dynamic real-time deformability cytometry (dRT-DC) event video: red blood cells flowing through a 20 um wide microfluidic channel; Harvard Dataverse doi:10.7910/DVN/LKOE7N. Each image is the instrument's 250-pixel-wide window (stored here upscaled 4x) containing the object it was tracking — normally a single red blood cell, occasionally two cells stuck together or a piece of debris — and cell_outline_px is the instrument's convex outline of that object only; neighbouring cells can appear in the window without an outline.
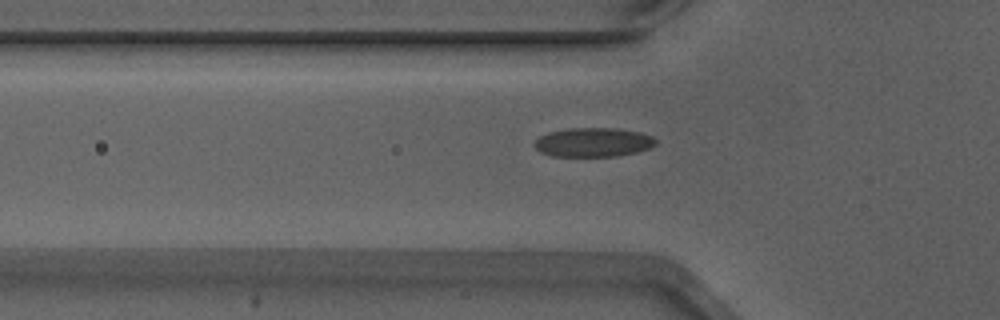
{"species": "Egyptian fruit bat (a non-hibernating species)", "species_latin": "Rousettus aegyptiacus", "temperature_condition": "warm", "stored_images_in_passage": 32, "camera_frame_rate_fps": 3000, "um_per_image_px": 0.085, "animal": {"sex": "male"}, "frame": {"image": 1, "passage_image": 8, "time_ms": 2.333, "image_size_px": [1000, 320], "cell_outline_px": [[656, 144], [648, 148], [636, 152], [616, 156], [552, 156], [540, 152], [532, 144], [540, 136], [548, 132], [568, 128], [616, 128], [640, 132], [652, 136], [656, 140]], "centroid_in_image_um": [50.4, 12.09], "position_along_channel_um": 75.4, "area_um2": 20.58}}
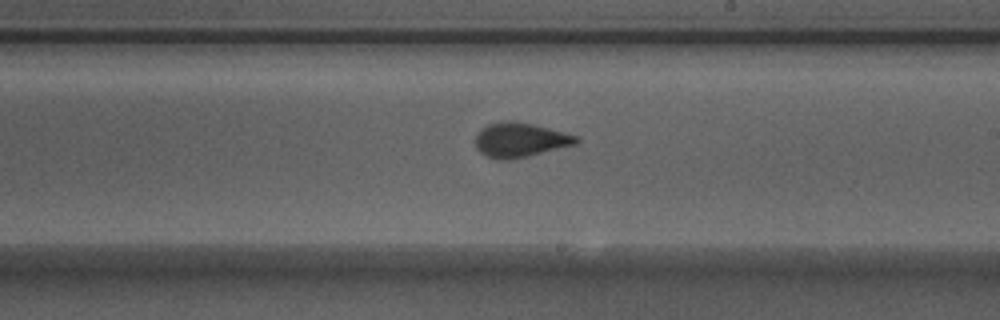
{"frame": {"image": 2, "passage_image": 21, "time_ms": 6.667, "image_size_px": [1000, 320], "cell_outline_px": [[580, 140], [576, 144], [528, 156], [508, 160], [496, 160], [480, 152], [476, 148], [476, 136], [488, 124], [508, 120], [512, 120], [532, 124], [580, 136]], "centroid_in_image_um": [44.24, 11.9], "position_along_channel_um": 244.8, "area_um2": 20.11}}
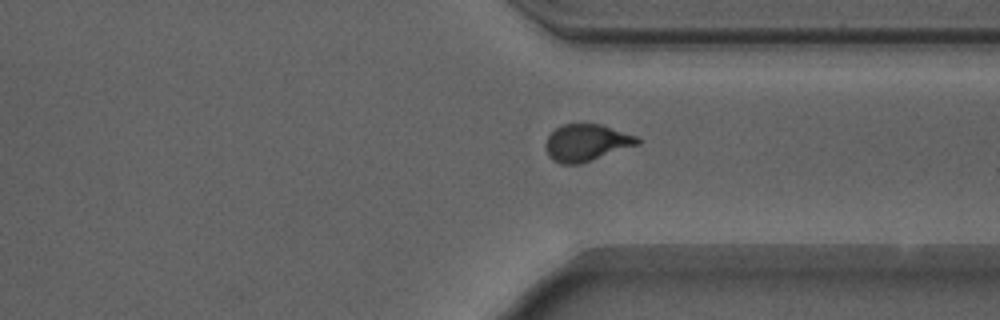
{"frame": {"image": 3, "passage_image": 30, "time_ms": 9.667, "image_size_px": [1000, 320], "cell_outline_px": [[640, 144], [580, 164], [560, 164], [552, 160], [548, 156], [544, 144], [548, 136], [556, 128], [564, 124], [600, 124], [636, 136], [640, 140]], "centroid_in_image_um": [49.82, 12.14], "position_along_channel_um": 361.6, "area_um2": 19.71}, "authors_computed_cell_mechanics": {"area_um2": 20.1433, "velocity_mm_per_s": 3.889, "shape_relaxation_time_tau1_ms": 6.1775, "shape_relaxation_time_tau2_ms": 0.9142, "deformation_change_tau1": 0.1945, "deformation_change_tau2": 0.0728}}